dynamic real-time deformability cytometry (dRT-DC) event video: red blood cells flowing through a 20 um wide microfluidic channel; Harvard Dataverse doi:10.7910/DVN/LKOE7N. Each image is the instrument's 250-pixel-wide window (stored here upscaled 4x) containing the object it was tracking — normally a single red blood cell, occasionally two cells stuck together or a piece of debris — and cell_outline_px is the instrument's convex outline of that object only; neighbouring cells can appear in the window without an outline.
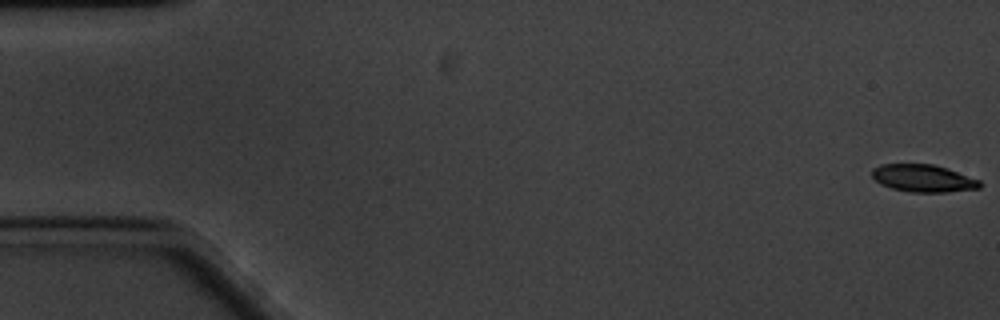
{"species": "common noctule bat (a hibernating species)", "species_latin": "Nyctalus noctula", "temperature_condition": "cold", "stored_images_in_passage": 61, "camera_frame_rate_fps": 3000, "um_per_image_px": 0.085, "animal": {"sex": "male", "body_mass_g": 20.1, "forearm_length_mm": 53.5}, "frame": {"image": 1, "passage_image": 1, "time_ms": 0.0, "image_size_px": [1000, 320], "cell_outline_px": [[980, 188], [944, 192], [908, 192], [892, 188], [880, 184], [872, 176], [872, 168], [880, 164], [932, 164], [948, 168], [980, 180]], "centroid_in_image_um": [78.45, 15.15], "position_along_channel_um": 6.5, "area_um2": 17.22}}
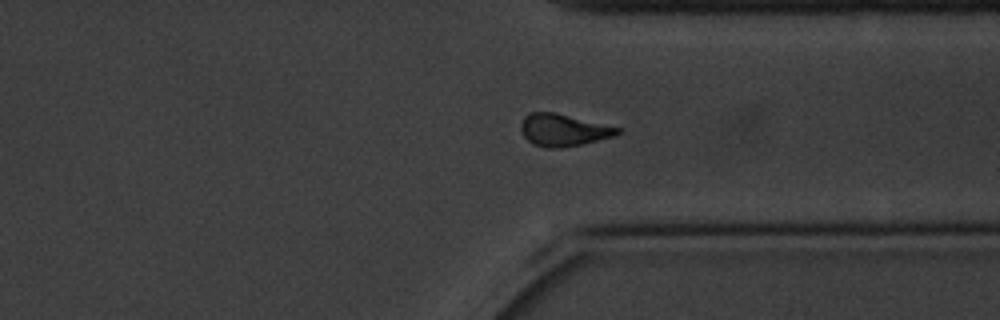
{"frame": {"image": 2, "passage_image": 46, "time_ms": 15.0, "image_size_px": [1000, 320], "cell_outline_px": [[620, 132], [616, 136], [584, 144], [564, 148], [544, 148], [532, 144], [524, 136], [520, 128], [520, 124], [524, 116], [528, 112], [552, 112], [620, 128]], "centroid_in_image_um": [47.85, 11.08], "position_along_channel_um": 363.5, "area_um2": 18.15}}
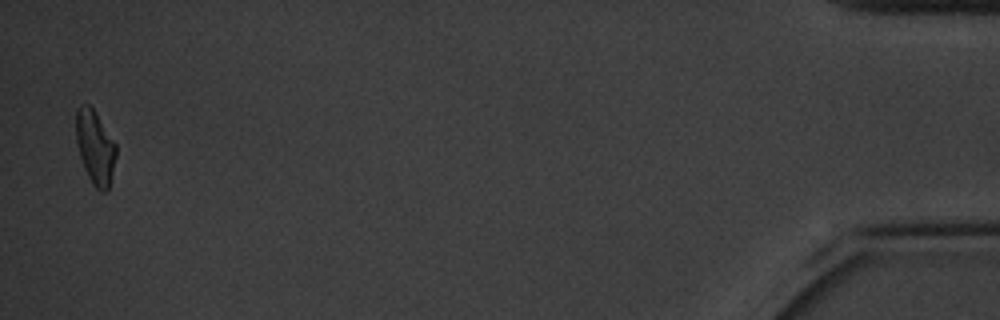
{"frame": {"image": 3, "passage_image": 60, "time_ms": 19.667, "image_size_px": [1000, 320], "cell_outline_px": [[116, 156], [108, 192], [100, 192], [92, 184], [84, 168], [80, 156], [76, 140], [76, 108], [80, 104], [88, 104], [96, 112], [116, 144]], "centroid_in_image_um": [8.09, 12.52], "position_along_channel_um": 427.1, "area_um2": 17.34}, "authors_computed_cell_mechanics": {"area_um2": 18.1492, "velocity_mm_per_s": 3.2967, "shape_relaxation_time_tau1_ms": 3.1622, "shape_relaxation_time_tau2_ms": 2.15, "deformation_change_tau1": 0.1255, "deformation_change_tau2": 0.0852}}